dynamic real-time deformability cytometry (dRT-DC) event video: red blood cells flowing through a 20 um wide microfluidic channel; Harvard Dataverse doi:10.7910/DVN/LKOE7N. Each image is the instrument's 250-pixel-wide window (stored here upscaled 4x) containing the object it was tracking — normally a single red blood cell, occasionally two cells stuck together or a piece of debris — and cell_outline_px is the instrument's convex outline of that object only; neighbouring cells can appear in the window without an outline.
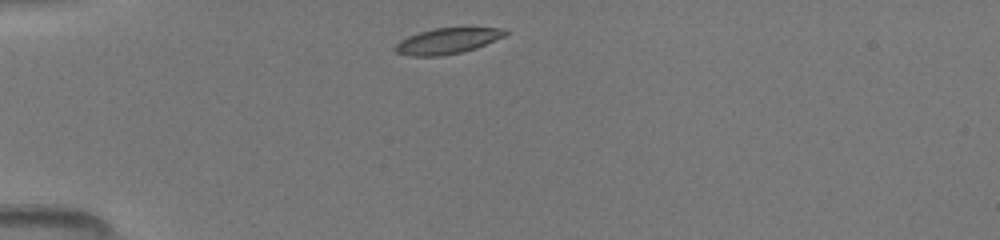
{"species": "common noctule bat (a hibernating species)", "species_latin": "Nyctalus noctula", "temperature_condition": "room temperature", "stored_images_in_passage": 32, "camera_frame_rate_fps": 3000, "um_per_image_px": 0.085, "animal": {"sex": "female", "body_mass_g": 19.5, "forearm_length_mm": 54.1}, "frame": {"image": 1, "passage_image": 1, "time_ms": 0.0, "image_size_px": [1000, 240], "cell_outline_px": [[508, 32], [504, 36], [476, 48], [460, 52], [440, 56], [408, 56], [396, 52], [392, 48], [400, 40], [408, 36], [432, 28], [504, 28]], "centroid_in_image_um": [37.98, 3.48], "position_along_channel_um": 47.0, "area_um2": 16.42}}
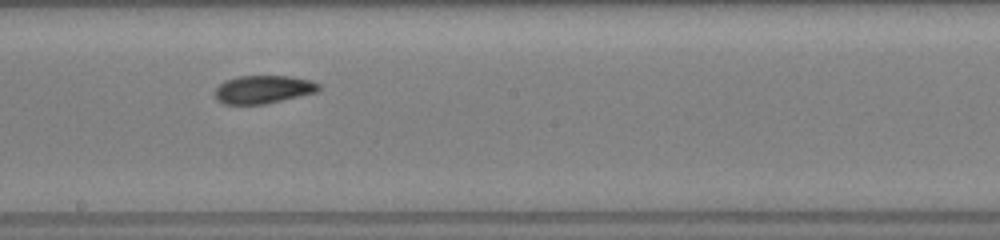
{"frame": {"image": 2, "passage_image": 13, "time_ms": 5.0, "image_size_px": [1000, 240], "cell_outline_px": [[320, 88], [316, 92], [300, 96], [264, 104], [224, 104], [216, 100], [212, 92], [224, 80], [240, 76], [288, 76], [308, 80], [320, 84]], "centroid_in_image_um": [22.31, 7.6], "position_along_channel_um": 225.9, "area_um2": 16.99}}
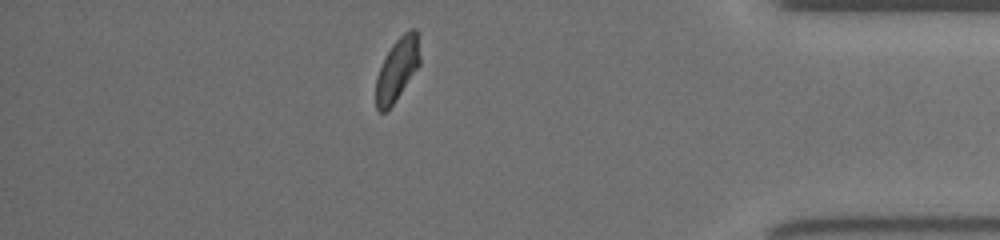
{"frame": {"image": 3, "passage_image": 27, "time_ms": 10.0, "image_size_px": [1000, 240], "cell_outline_px": [[420, 64], [392, 104], [384, 112], [380, 112], [376, 108], [376, 76], [392, 44], [404, 32], [412, 28], [416, 28], [420, 32]], "centroid_in_image_um": [33.8, 5.81], "position_along_channel_um": 401.4, "area_um2": 16.01}}